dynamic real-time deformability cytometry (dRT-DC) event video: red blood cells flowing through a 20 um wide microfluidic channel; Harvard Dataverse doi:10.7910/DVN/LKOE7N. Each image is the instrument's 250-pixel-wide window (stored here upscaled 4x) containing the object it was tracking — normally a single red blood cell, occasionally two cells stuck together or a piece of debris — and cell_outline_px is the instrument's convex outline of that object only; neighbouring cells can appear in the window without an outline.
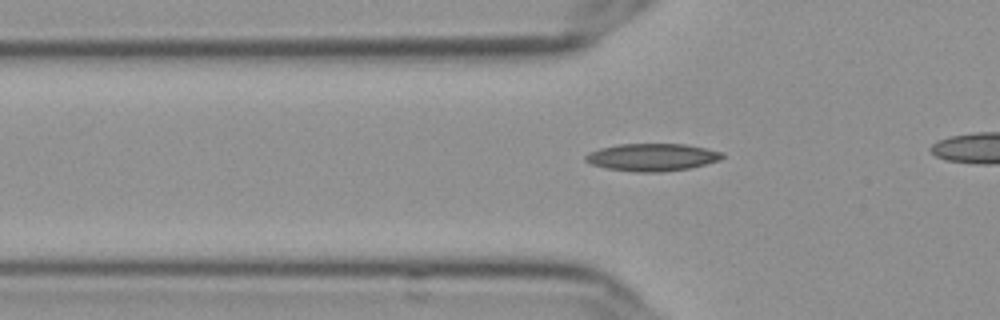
{"species": "Egyptian fruit bat (a non-hibernating species)", "species_latin": "Rousettus aegyptiacus", "temperature_condition": "cold", "stored_images_in_passage": 40, "camera_frame_rate_fps": 3000, "um_per_image_px": 0.085, "frame": {"image": 1, "passage_image": 13, "time_ms": 4.0, "image_size_px": [1000, 320], "cell_outline_px": [[724, 156], [720, 160], [688, 168], [660, 172], [636, 172], [608, 168], [592, 164], [584, 160], [584, 156], [588, 152], [600, 148], [620, 144], [684, 144], [724, 152]], "centroid_in_image_um": [55.42, 13.36], "position_along_channel_um": 70.4, "area_um2": 21.73}}
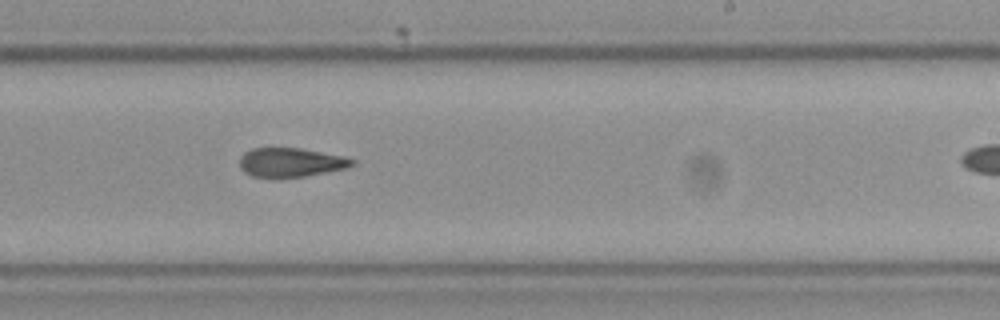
{"frame": {"image": 2, "passage_image": 29, "time_ms": 9.333, "image_size_px": [1000, 320], "cell_outline_px": [[356, 160], [352, 164], [344, 168], [304, 176], [280, 180], [276, 180], [252, 176], [244, 172], [240, 168], [240, 156], [244, 152], [252, 148], [300, 148], [344, 156]], "centroid_in_image_um": [24.63, 13.83], "position_along_channel_um": 264.4, "area_um2": 19.42}}
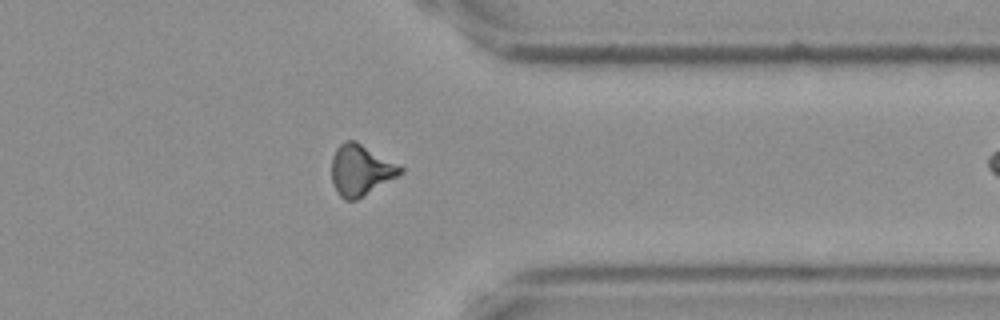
{"frame": {"image": 3, "passage_image": 39, "time_ms": 12.667, "image_size_px": [1000, 320], "cell_outline_px": [[404, 172], [356, 200], [344, 200], [336, 192], [332, 184], [332, 156], [336, 148], [340, 144], [348, 140], [356, 140], [400, 164], [404, 168]], "centroid_in_image_um": [30.66, 14.44], "position_along_channel_um": 380.7, "area_um2": 20.58}}